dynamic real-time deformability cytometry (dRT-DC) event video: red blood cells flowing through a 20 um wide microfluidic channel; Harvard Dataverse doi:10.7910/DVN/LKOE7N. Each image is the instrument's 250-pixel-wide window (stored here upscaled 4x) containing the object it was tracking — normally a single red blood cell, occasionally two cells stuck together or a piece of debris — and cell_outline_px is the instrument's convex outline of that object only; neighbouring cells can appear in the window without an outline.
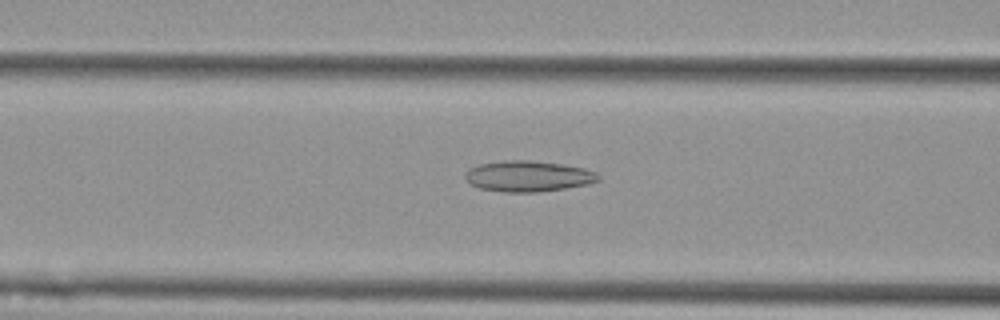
{"species": "Egyptian fruit bat (a non-hibernating species)", "species_latin": "Rousettus aegyptiacus", "temperature_condition": "cold", "stored_images_in_passage": 45, "camera_frame_rate_fps": 3000, "um_per_image_px": 0.085, "animal": {"sex": "female"}, "frame": {"image": 1, "passage_image": 12, "time_ms": 3.667, "image_size_px": [1000, 320], "cell_outline_px": [[600, 180], [588, 184], [564, 188], [536, 192], [504, 192], [480, 188], [472, 184], [464, 176], [464, 172], [468, 168], [480, 164], [504, 160], [532, 160], [564, 164], [584, 168], [596, 172], [600, 176]], "centroid_in_image_um": [44.9, 14.96], "position_along_channel_um": 121.7, "area_um2": 23.99}}
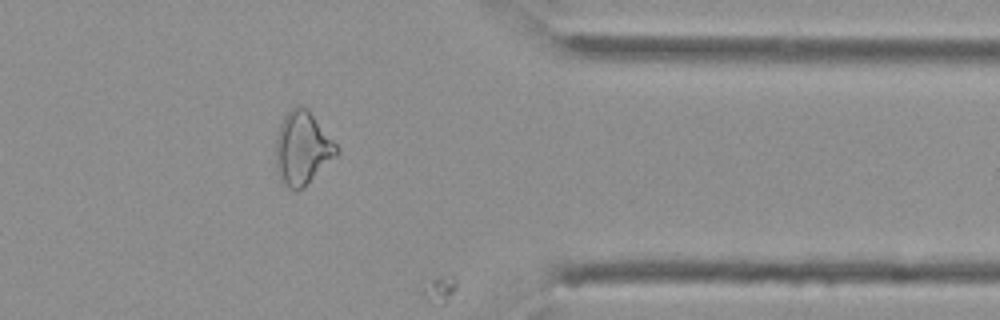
{"frame": {"image": 2, "passage_image": 35, "time_ms": 11.333, "image_size_px": [1000, 320], "cell_outline_px": [[340, 152], [304, 188], [288, 188], [280, 180], [276, 168], [276, 140], [280, 124], [284, 116], [296, 104], [300, 104], [308, 108], [340, 148]], "centroid_in_image_um": [25.72, 12.57], "position_along_channel_um": 385.7, "area_um2": 26.07}}